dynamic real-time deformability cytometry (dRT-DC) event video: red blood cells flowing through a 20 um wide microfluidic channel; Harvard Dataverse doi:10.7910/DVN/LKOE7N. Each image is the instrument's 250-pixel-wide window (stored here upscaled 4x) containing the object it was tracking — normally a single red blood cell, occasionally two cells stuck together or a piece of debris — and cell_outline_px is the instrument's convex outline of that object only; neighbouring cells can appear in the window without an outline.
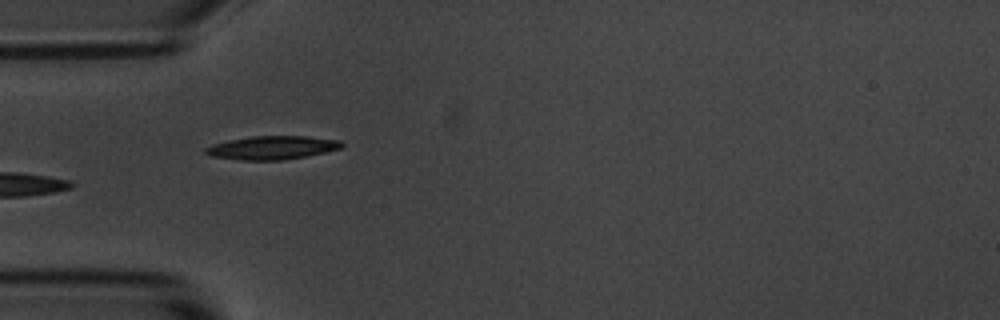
{"species": "common noctule bat (a hibernating species)", "species_latin": "Nyctalus noctula", "temperature_condition": "room temperature", "stored_images_in_passage": 9, "camera_frame_rate_fps": 3000, "um_per_image_px": 0.085, "animal": {"sex": "male", "body_mass_g": 20.1, "forearm_length_mm": 53.5}, "frame": {"image": 1, "passage_image": 6, "time_ms": 5.667, "image_size_px": [1000, 320], "cell_outline_px": [[344, 144], [340, 148], [324, 152], [284, 160], [240, 160], [212, 156], [204, 152], [204, 148], [212, 144], [228, 140], [252, 136], [308, 136], [340, 140]], "centroid_in_image_um": [23.1, 12.54], "position_along_channel_um": 61.9, "area_um2": 18.55}}
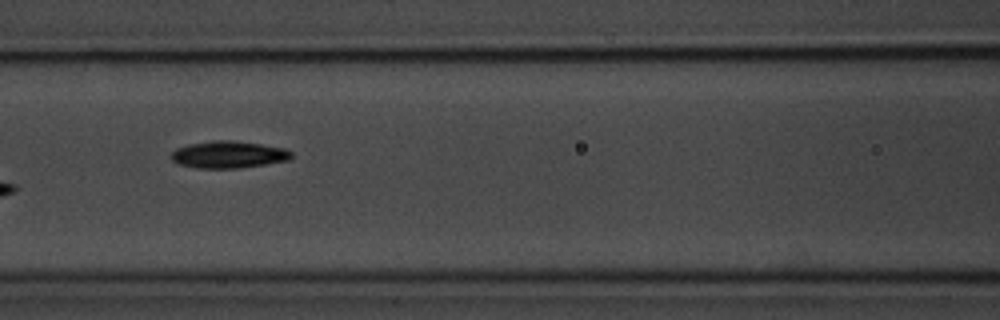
{"frame": {"image": 2, "passage_image": 8, "time_ms": 8.0, "image_size_px": [1000, 320], "cell_outline_px": [[292, 156], [288, 160], [240, 168], [196, 168], [180, 164], [172, 160], [168, 156], [176, 148], [188, 144], [212, 140], [232, 140], [260, 144], [284, 148], [292, 152]], "centroid_in_image_um": [19.38, 13.13], "position_along_channel_um": 147.2, "area_um2": 18.96}}
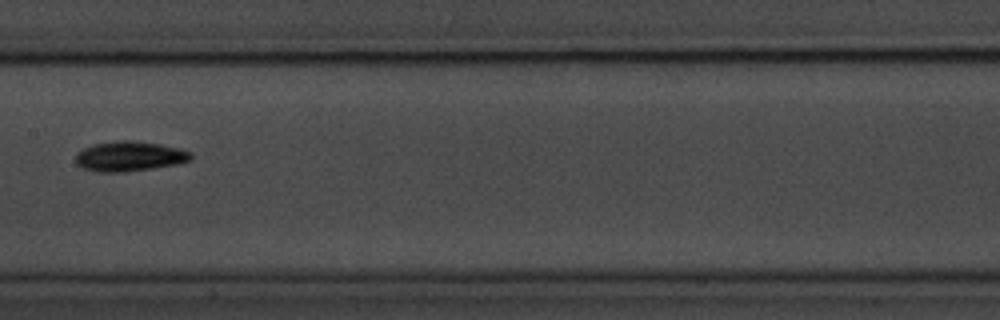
{"frame": {"image": 3, "passage_image": 9, "time_ms": 9.333, "image_size_px": [1000, 320], "cell_outline_px": [[192, 160], [176, 164], [152, 168], [124, 172], [96, 172], [84, 168], [76, 164], [76, 152], [92, 144], [112, 140], [136, 140], [160, 144], [180, 148], [192, 152]], "centroid_in_image_um": [11.0, 13.27], "position_along_channel_um": 196.4, "area_um2": 20.4}}